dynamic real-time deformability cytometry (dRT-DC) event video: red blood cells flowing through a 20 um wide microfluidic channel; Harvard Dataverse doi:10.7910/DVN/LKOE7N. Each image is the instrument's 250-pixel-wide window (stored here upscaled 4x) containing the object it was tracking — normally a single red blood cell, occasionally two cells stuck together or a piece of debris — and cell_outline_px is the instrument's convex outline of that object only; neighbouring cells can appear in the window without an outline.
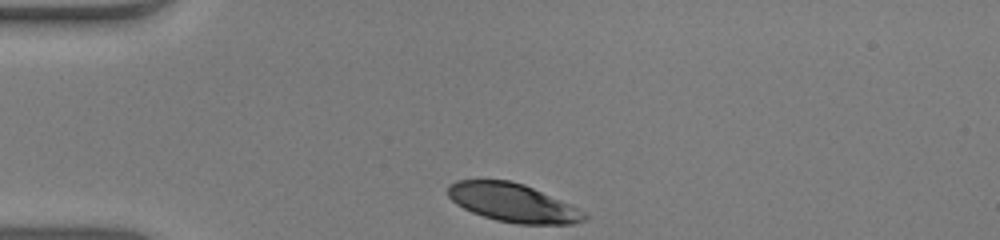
{"species": "human", "species_latin": "Homo sapiens", "temperature_condition": "warm", "stored_images_in_passage": 31, "camera_frame_rate_fps": 3000, "um_per_image_px": 0.085, "donor": {"sex": "male"}, "frame": {"image": 1, "passage_image": 1, "time_ms": 0.0, "image_size_px": [1000, 240], "cell_outline_px": [[588, 216], [584, 220], [572, 224], [516, 224], [496, 220], [472, 212], [456, 204], [448, 196], [448, 184], [456, 180], [508, 180], [524, 184], [560, 200], [584, 212]], "centroid_in_image_um": [43.55, 17.23], "position_along_channel_um": 41.4, "area_um2": 30.29}}
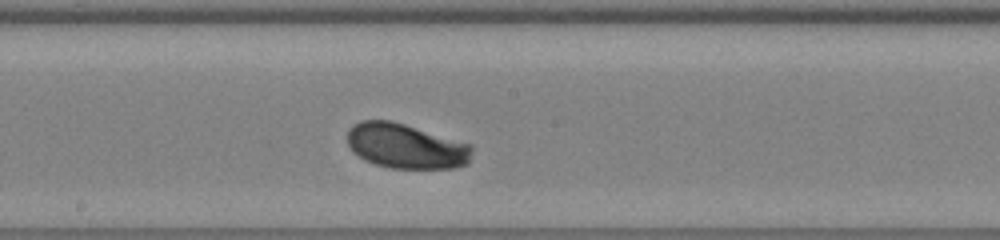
{"frame": {"image": 2, "passage_image": 17, "time_ms": 5.333, "image_size_px": [1000, 240], "cell_outline_px": [[472, 152], [468, 164], [452, 168], [388, 168], [364, 160], [352, 152], [348, 144], [348, 128], [352, 124], [360, 120], [392, 120], [472, 144]], "centroid_in_image_um": [34.48, 12.41], "position_along_channel_um": 213.7, "area_um2": 32.95}}
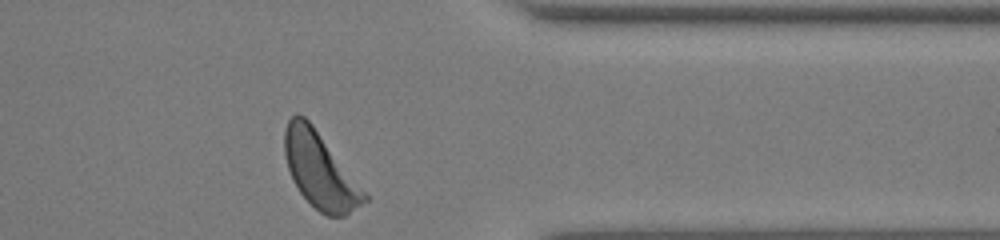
{"frame": {"image": 3, "passage_image": 31, "time_ms": 10.0, "image_size_px": [1000, 240], "cell_outline_px": [[368, 200], [344, 216], [328, 216], [320, 212], [300, 192], [292, 180], [284, 156], [284, 132], [288, 120], [296, 112], [304, 116], [312, 124], [368, 196]], "centroid_in_image_um": [27.16, 14.47], "position_along_channel_um": 384.2, "area_um2": 34.45}, "authors_computed_cell_mechanics": {"area_um2": 32.4836, "velocity_mm_per_s": 3.879, "shape_relaxation_time_tau1_ms": 1.3336, "shape_relaxation_time_tau2_ms": null, "deformation_change_tau1": 0.1077, "deformation_change_tau2": null}}